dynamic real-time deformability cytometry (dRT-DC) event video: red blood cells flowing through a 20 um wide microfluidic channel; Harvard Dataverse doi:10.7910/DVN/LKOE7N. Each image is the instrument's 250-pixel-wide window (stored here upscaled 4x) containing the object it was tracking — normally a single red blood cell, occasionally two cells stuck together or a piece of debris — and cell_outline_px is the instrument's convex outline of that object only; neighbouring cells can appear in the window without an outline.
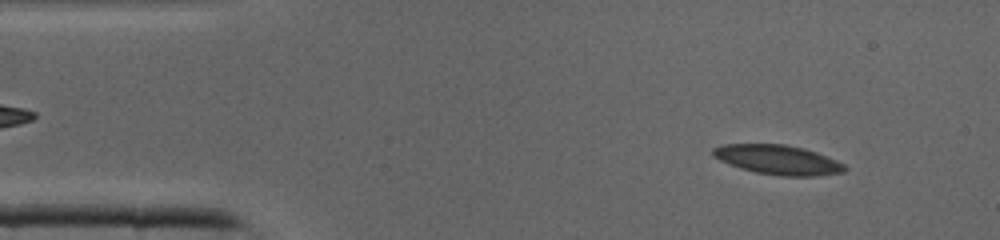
{"species": "common noctule bat (a hibernating species)", "species_latin": "Nyctalus noctula", "temperature_condition": "cold", "stored_images_in_passage": 6, "camera_frame_rate_fps": 3000, "um_per_image_px": 0.085, "animal": {"sex": "male", "body_mass_g": 19.0, "forearm_length_mm": 50.8}, "frame": {"image": 1, "passage_image": 3, "time_ms": 0.667, "image_size_px": [1000, 240], "cell_outline_px": [[848, 168], [844, 172], [816, 176], [780, 176], [756, 172], [740, 168], [720, 160], [712, 156], [712, 148], [724, 144], [784, 144], [804, 148], [816, 152], [836, 160], [844, 164]], "centroid_in_image_um": [66.13, 13.58], "position_along_channel_um": 18.9, "area_um2": 22.66}}